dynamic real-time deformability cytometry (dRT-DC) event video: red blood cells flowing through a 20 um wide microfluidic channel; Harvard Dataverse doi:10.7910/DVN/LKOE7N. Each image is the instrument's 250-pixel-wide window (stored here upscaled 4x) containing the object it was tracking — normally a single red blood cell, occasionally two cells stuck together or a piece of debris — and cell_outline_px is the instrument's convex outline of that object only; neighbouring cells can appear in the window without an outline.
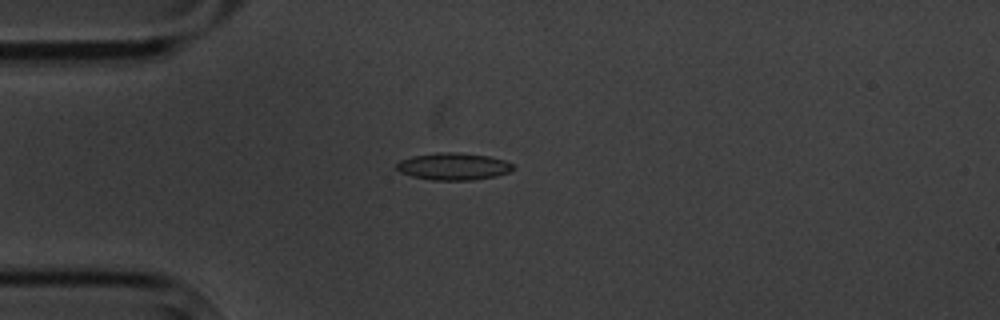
{"species": "common noctule bat (a hibernating species)", "species_latin": "Nyctalus noctula", "temperature_condition": "cold", "stored_images_in_passage": 7, "camera_frame_rate_fps": 3000, "um_per_image_px": 0.085, "animal": {"sex": "male", "body_mass_g": 20.1, "forearm_length_mm": 53.5}, "frame": {"image": 1, "passage_image": 5, "time_ms": 5.667, "image_size_px": [1000, 320], "cell_outline_px": [[516, 168], [508, 172], [496, 176], [472, 180], [432, 180], [412, 176], [400, 172], [396, 168], [396, 164], [400, 160], [412, 156], [436, 152], [456, 152], [488, 156], [504, 160], [512, 164]], "centroid_in_image_um": [38.53, 14.14], "position_along_channel_um": 46.5, "area_um2": 18.44}}
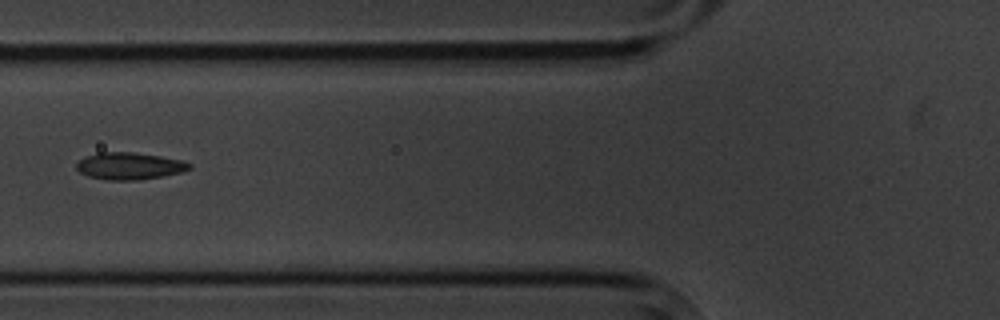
{"frame": {"image": 2, "passage_image": 7, "time_ms": 8.0, "image_size_px": [1000, 320], "cell_outline_px": [[192, 168], [184, 172], [164, 176], [136, 180], [108, 180], [88, 176], [80, 172], [76, 168], [76, 164], [80, 160], [96, 152], [136, 152], [160, 156], [180, 160], [192, 164]], "centroid_in_image_um": [11.03, 14.11], "position_along_channel_um": 114.8, "area_um2": 17.86}}